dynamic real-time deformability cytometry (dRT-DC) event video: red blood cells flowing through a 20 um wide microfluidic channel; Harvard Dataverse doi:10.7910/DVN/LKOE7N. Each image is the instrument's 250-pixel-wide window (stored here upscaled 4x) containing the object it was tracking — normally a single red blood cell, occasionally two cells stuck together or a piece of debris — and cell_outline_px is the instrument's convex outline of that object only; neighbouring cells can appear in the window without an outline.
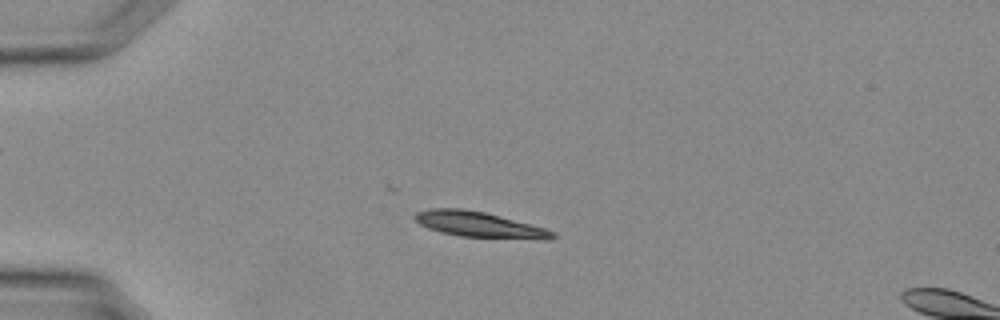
{"species": "Egyptian fruit bat (a non-hibernating species)", "species_latin": "Rousettus aegyptiacus", "temperature_condition": "warm", "stored_images_in_passage": 12, "camera_frame_rate_fps": 3000, "um_per_image_px": 0.085, "animal": {"sex": "female"}, "frame": {"image": 1, "passage_image": 9, "time_ms": 2.667, "image_size_px": [1000, 320], "cell_outline_px": [[556, 236], [548, 240], [544, 240], [460, 236], [440, 232], [428, 228], [420, 224], [412, 216], [416, 212], [432, 208], [460, 208], [484, 212], [500, 216], [544, 228], [556, 232]], "centroid_in_image_um": [40.74, 19.09], "position_along_channel_um": 44.3, "area_um2": 20.46}}